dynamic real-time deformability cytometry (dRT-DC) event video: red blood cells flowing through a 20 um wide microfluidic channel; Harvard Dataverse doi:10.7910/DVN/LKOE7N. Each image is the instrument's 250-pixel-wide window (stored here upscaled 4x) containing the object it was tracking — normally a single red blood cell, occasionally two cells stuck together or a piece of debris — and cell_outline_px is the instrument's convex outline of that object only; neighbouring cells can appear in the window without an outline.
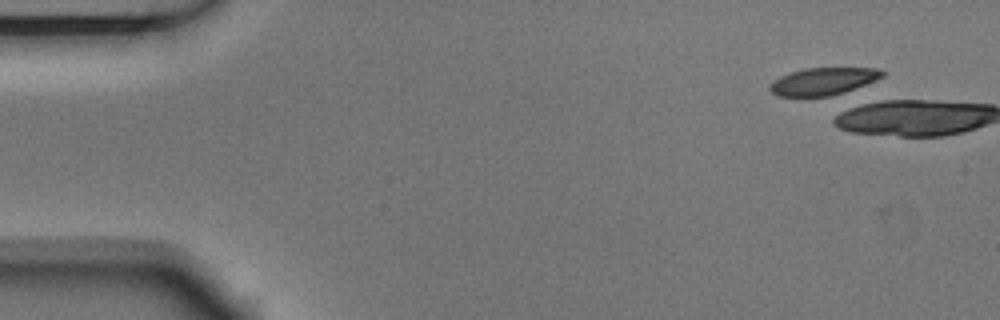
{"species": "Egyptian fruit bat (a non-hibernating species)", "species_latin": "Rousettus aegyptiacus", "temperature_condition": "room temperature", "stored_images_in_passage": 9, "camera_frame_rate_fps": 3000, "um_per_image_px": 0.085, "animal": {"sex": "male"}, "frame": {"image": 1, "passage_image": 1, "time_ms": 0.0, "image_size_px": [1000, 320], "cell_outline_px": [[884, 76], [844, 92], [832, 96], [776, 96], [768, 88], [768, 84], [772, 80], [780, 76], [804, 68], [876, 68], [884, 72]], "centroid_in_image_um": [69.9, 6.91], "position_along_channel_um": 15.1, "area_um2": 17.8}}
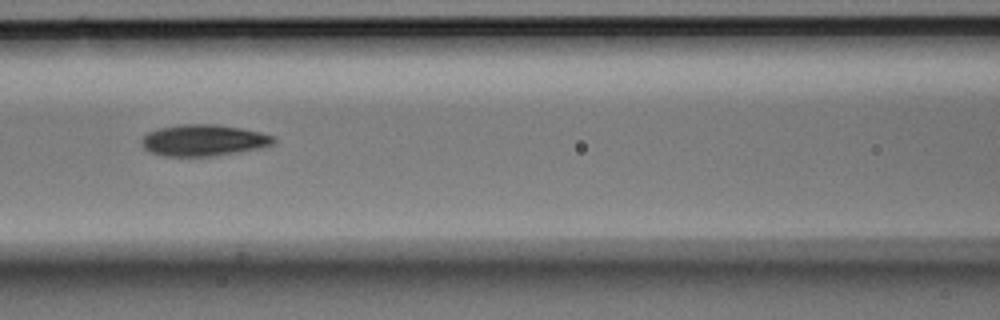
{"frame": {"image": 2, "passage_image": 7, "time_ms": 2.0, "image_size_px": [1000, 320], "cell_outline_px": [[276, 140], [272, 144], [260, 148], [240, 152], [216, 156], [164, 156], [152, 152], [144, 148], [140, 144], [140, 140], [148, 132], [160, 128], [176, 124], [216, 124], [240, 128], [260, 132], [276, 136]], "centroid_in_image_um": [17.31, 11.92], "position_along_channel_um": 149.3, "area_um2": 24.33}}
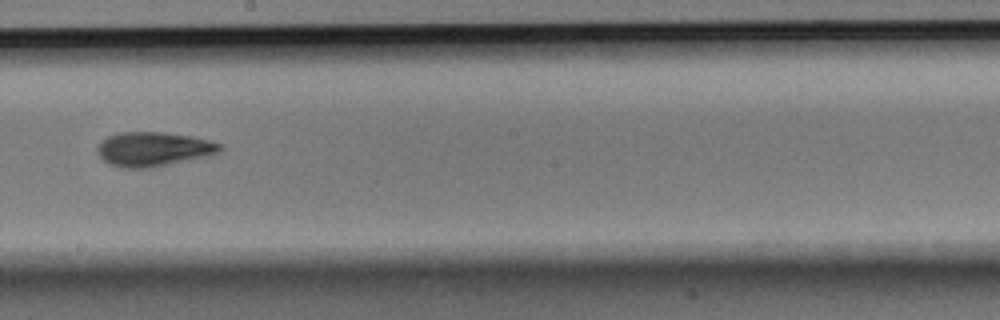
{"frame": {"image": 3, "passage_image": 9, "time_ms": 2.667, "image_size_px": [1000, 320], "cell_outline_px": [[224, 148], [220, 152], [204, 156], [152, 168], [120, 168], [108, 164], [96, 152], [96, 148], [100, 140], [108, 136], [120, 132], [164, 132], [192, 136], [208, 140], [220, 144]], "centroid_in_image_um": [12.99, 12.67], "position_along_channel_um": 235.2, "area_um2": 24.62}}